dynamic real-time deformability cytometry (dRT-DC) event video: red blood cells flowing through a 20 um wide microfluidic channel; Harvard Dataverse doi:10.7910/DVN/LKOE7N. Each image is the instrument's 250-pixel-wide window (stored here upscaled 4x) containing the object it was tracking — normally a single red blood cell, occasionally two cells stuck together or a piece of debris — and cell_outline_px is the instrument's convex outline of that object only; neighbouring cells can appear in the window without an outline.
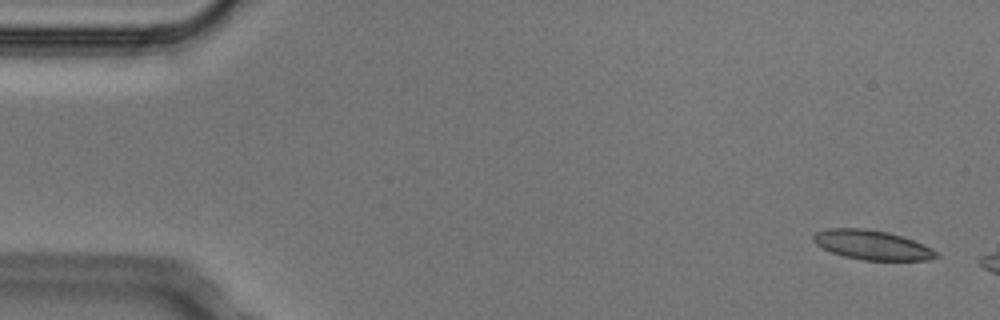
{"species": "Egyptian fruit bat (a non-hibernating species)", "species_latin": "Rousettus aegyptiacus", "temperature_condition": "cold", "stored_images_in_passage": 3, "camera_frame_rate_fps": 3000, "um_per_image_px": 0.085, "animal": {"sex": "male"}, "frame": {"image": 1, "passage_image": 1, "time_ms": 0.0, "image_size_px": [1000, 320], "cell_outline_px": [[940, 256], [928, 260], [864, 260], [844, 256], [832, 252], [816, 244], [812, 240], [812, 236], [816, 232], [828, 228], [864, 228], [888, 232], [912, 240], [932, 248]], "centroid_in_image_um": [74.11, 20.82], "position_along_channel_um": 10.9, "area_um2": 20.92}}